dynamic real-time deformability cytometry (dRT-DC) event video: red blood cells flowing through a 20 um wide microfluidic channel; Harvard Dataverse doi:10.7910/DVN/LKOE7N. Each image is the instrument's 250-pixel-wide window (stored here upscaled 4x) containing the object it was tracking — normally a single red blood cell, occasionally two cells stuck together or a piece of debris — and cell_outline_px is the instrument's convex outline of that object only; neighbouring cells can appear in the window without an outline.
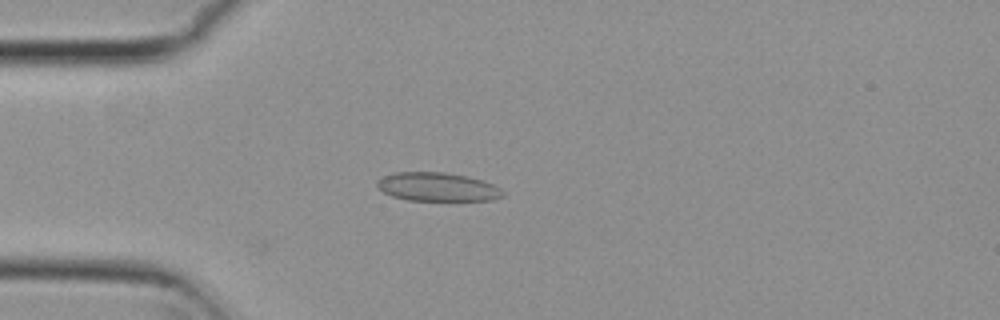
{"species": "common noctule bat (a hibernating species)", "species_latin": "Nyctalus noctula", "temperature_condition": "cold", "stored_images_in_passage": 19, "camera_frame_rate_fps": 3000, "um_per_image_px": 0.085, "animal": {"sex": "female", "body_mass_g": 29.2, "forearm_length_mm": 56.3}, "frame": {"image": 1, "passage_image": 11, "time_ms": 3.333, "image_size_px": [1000, 320], "cell_outline_px": [[504, 196], [492, 200], [408, 200], [392, 196], [384, 192], [376, 184], [376, 180], [384, 176], [396, 172], [444, 172], [468, 176], [484, 180], [500, 188], [504, 192]], "centroid_in_image_um": [37.2, 15.88], "position_along_channel_um": 47.8, "area_um2": 20.98}}
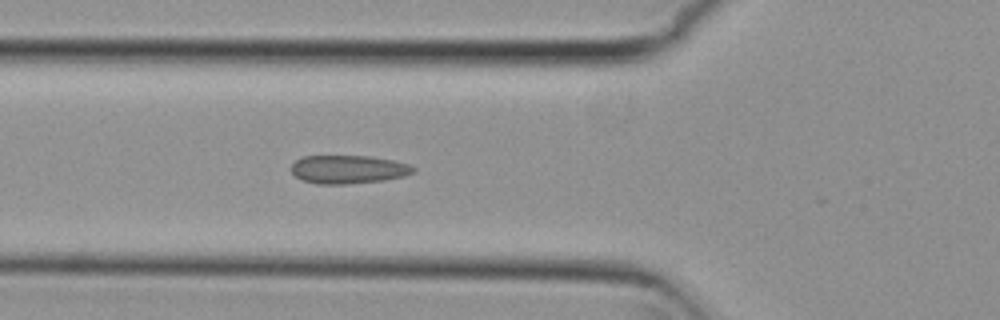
{"frame": {"image": 2, "passage_image": 16, "time_ms": 5.0, "image_size_px": [1000, 320], "cell_outline_px": [[416, 172], [404, 176], [384, 180], [348, 184], [316, 184], [304, 180], [296, 176], [292, 172], [292, 164], [296, 160], [304, 156], [372, 156], [392, 160], [408, 164], [416, 168]], "centroid_in_image_um": [29.63, 14.4], "position_along_channel_um": 96.2, "area_um2": 20.17}}